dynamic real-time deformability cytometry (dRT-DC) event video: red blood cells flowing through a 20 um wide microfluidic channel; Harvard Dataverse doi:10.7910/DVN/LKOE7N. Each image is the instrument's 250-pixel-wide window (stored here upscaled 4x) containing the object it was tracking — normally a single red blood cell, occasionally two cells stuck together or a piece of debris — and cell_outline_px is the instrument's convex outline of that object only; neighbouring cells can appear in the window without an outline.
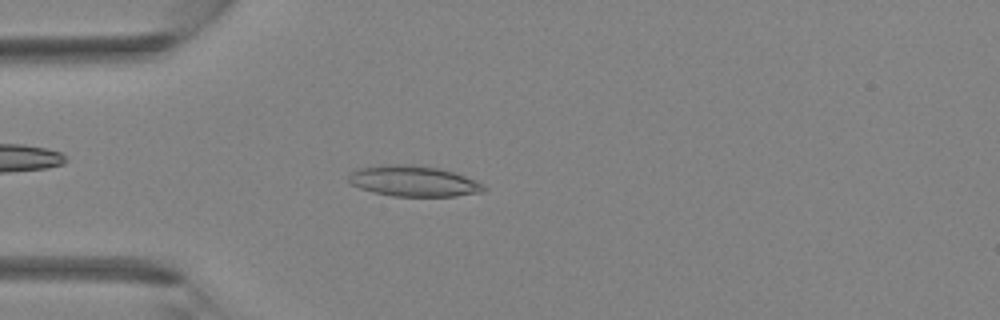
{"species": "Egyptian fruit bat (a non-hibernating species)", "species_latin": "Rousettus aegyptiacus", "temperature_condition": "room temperature", "stored_images_in_passage": 39, "camera_frame_rate_fps": 3000, "um_per_image_px": 0.085, "animal": {"sex": "female"}, "frame": {"image": 1, "passage_image": 10, "time_ms": 3.0, "image_size_px": [1000, 320], "cell_outline_px": [[488, 188], [484, 192], [456, 196], [392, 196], [372, 192], [360, 188], [352, 184], [348, 180], [348, 176], [356, 168], [384, 164], [412, 164], [440, 168], [464, 176]], "centroid_in_image_um": [35.11, 15.39], "position_along_channel_um": 49.9, "area_um2": 24.22}}
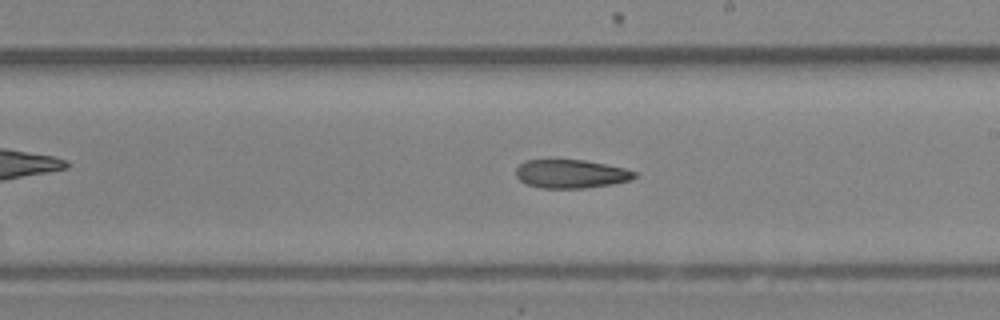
{"frame": {"image": 2, "passage_image": 22, "time_ms": 7.0, "image_size_px": [1000, 320], "cell_outline_px": [[636, 176], [632, 180], [612, 184], [584, 188], [540, 188], [524, 184], [516, 176], [516, 168], [524, 160], [584, 160], [624, 168], [636, 172]], "centroid_in_image_um": [48.51, 14.79], "position_along_channel_um": 240.5, "area_um2": 19.77}}
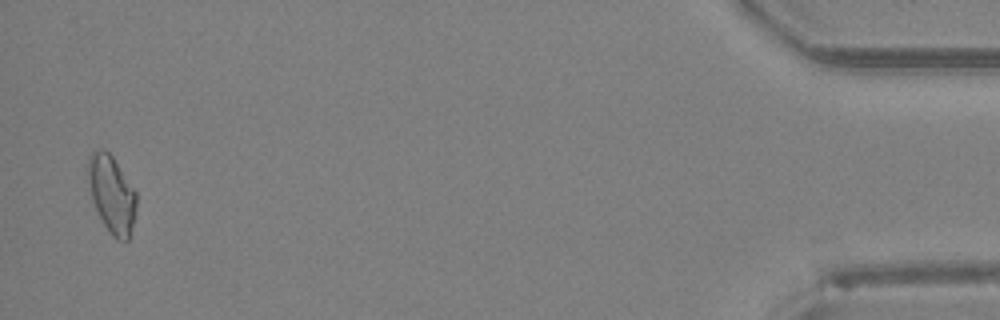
{"frame": {"image": 3, "passage_image": 38, "time_ms": 12.333, "image_size_px": [1000, 320], "cell_outline_px": [[136, 208], [128, 240], [116, 240], [112, 236], [104, 224], [92, 200], [88, 188], [88, 156], [92, 152], [100, 148], [104, 148], [112, 156], [136, 192]], "centroid_in_image_um": [9.47, 16.48], "position_along_channel_um": 425.7, "area_um2": 21.56}}